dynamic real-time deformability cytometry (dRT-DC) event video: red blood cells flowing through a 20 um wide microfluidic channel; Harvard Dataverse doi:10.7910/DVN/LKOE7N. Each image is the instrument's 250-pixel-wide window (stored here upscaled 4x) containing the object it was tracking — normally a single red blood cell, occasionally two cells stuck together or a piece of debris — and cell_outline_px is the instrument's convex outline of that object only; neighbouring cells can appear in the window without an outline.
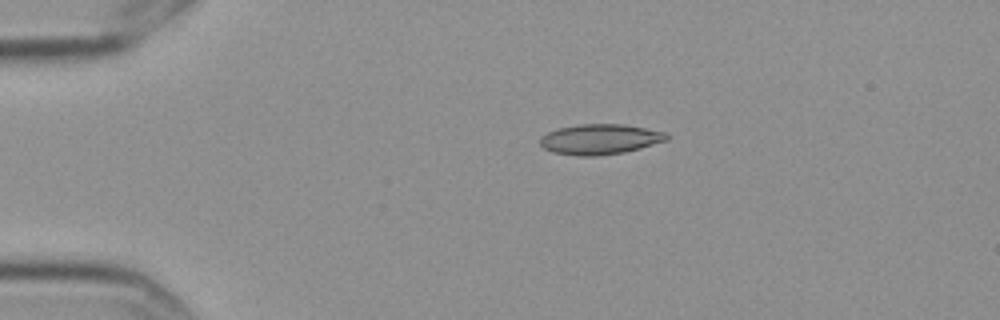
{"species": "Egyptian fruit bat (a non-hibernating species)", "species_latin": "Rousettus aegyptiacus", "temperature_condition": "cold", "stored_images_in_passage": 6, "camera_frame_rate_fps": 3000, "um_per_image_px": 0.085, "frame": {"image": 1, "passage_image": 4, "time_ms": 1.0, "image_size_px": [1000, 320], "cell_outline_px": [[668, 140], [640, 148], [624, 152], [596, 156], [576, 156], [552, 152], [544, 148], [540, 144], [540, 136], [556, 128], [580, 124], [624, 124], [668, 132]], "centroid_in_image_um": [50.99, 11.83], "position_along_channel_um": 34.0, "area_um2": 22.54}}
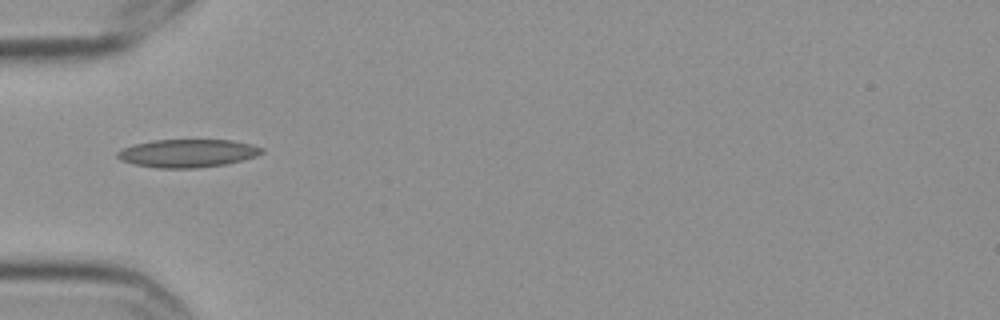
{"frame": {"image": 2, "passage_image": 6, "time_ms": 1.667, "image_size_px": [1000, 320], "cell_outline_px": [[264, 152], [256, 156], [224, 164], [196, 168], [156, 168], [136, 164], [120, 160], [116, 156], [116, 152], [124, 148], [136, 144], [152, 140], [232, 140], [252, 144], [264, 148]], "centroid_in_image_um": [15.95, 13.02], "position_along_channel_um": 69.0, "area_um2": 23.47}}